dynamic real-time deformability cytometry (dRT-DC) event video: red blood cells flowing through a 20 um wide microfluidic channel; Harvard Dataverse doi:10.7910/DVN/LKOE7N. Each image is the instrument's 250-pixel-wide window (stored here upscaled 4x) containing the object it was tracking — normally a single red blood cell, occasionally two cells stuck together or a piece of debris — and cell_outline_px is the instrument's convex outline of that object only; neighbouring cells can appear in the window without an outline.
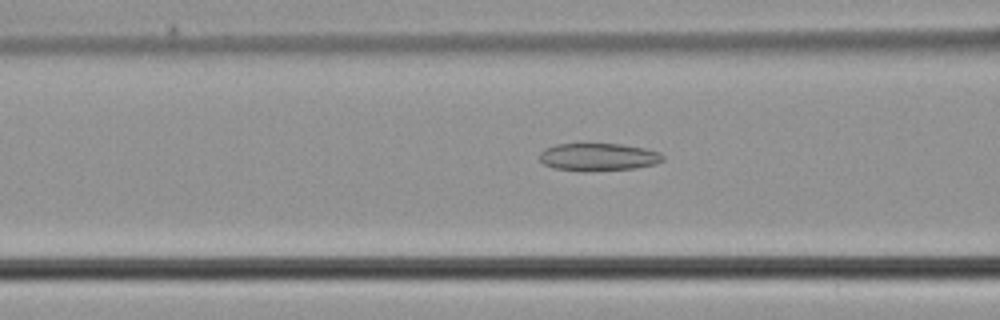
{"species": "common noctule bat (a hibernating species)", "species_latin": "Nyctalus noctula", "temperature_condition": "cold", "stored_images_in_passage": 46, "camera_frame_rate_fps": 3000, "um_per_image_px": 0.085, "animal": {"sex": "male", "body_mass_g": 21.5, "forearm_length_mm": 52.0}, "frame": {"image": 1, "passage_image": 20, "time_ms": 6.333, "image_size_px": [1000, 320], "cell_outline_px": [[664, 160], [656, 164], [636, 168], [556, 168], [544, 164], [540, 160], [540, 152], [544, 148], [556, 144], [620, 144], [644, 148], [660, 152], [664, 156]], "centroid_in_image_um": [50.9, 13.29], "position_along_channel_um": 115.7, "area_um2": 18.84}}
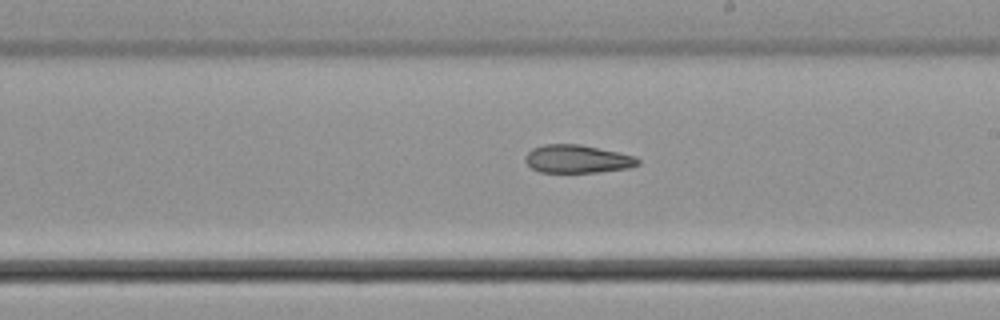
{"frame": {"image": 2, "passage_image": 29, "time_ms": 9.333, "image_size_px": [1000, 320], "cell_outline_px": [[640, 164], [628, 168], [600, 172], [540, 172], [532, 168], [524, 160], [524, 156], [532, 148], [544, 144], [580, 144], [616, 152], [632, 156], [640, 160]], "centroid_in_image_um": [49.03, 13.51], "position_along_channel_um": 240.0, "area_um2": 18.32}}
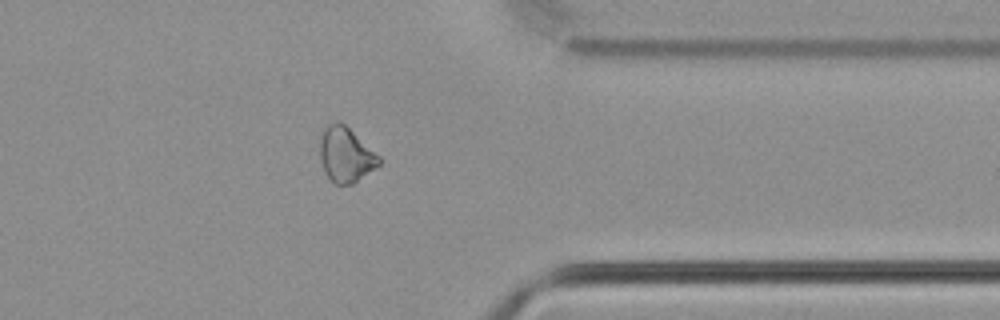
{"frame": {"image": 3, "passage_image": 40, "time_ms": 13.0, "image_size_px": [1000, 320], "cell_outline_px": [[380, 164], [376, 168], [352, 184], [336, 184], [328, 176], [320, 160], [320, 140], [324, 124], [336, 120], [340, 120], [380, 156]], "centroid_in_image_um": [29.38, 13.1], "position_along_channel_um": 382.0, "area_um2": 18.96}}